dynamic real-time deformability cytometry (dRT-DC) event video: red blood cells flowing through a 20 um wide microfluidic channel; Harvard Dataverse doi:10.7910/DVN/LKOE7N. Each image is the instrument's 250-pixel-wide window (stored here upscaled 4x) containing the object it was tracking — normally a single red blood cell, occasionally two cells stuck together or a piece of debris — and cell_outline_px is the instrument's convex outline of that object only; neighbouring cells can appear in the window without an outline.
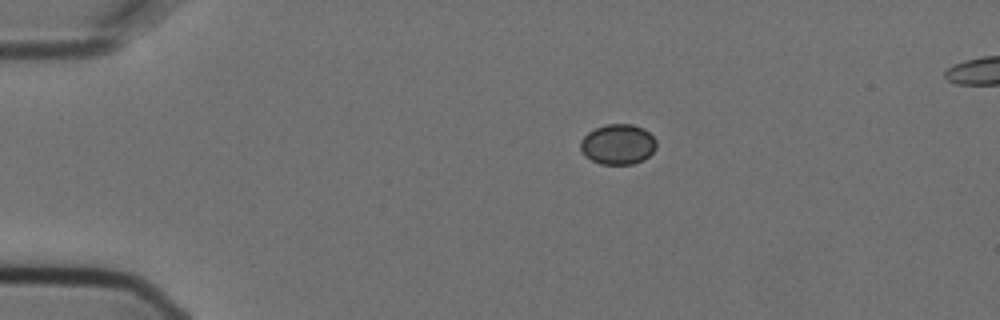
{"species": "Egyptian fruit bat (a non-hibernating species)", "species_latin": "Rousettus aegyptiacus", "temperature_condition": "cold", "stored_images_in_passage": 6, "camera_frame_rate_fps": 3000, "um_per_image_px": 0.085, "animal": {"sex": "female"}, "frame": {"image": 1, "passage_image": 1, "time_ms": 0.0, "image_size_px": [1000, 320], "cell_outline_px": [[656, 148], [644, 160], [632, 164], [600, 164], [584, 156], [580, 148], [580, 140], [588, 132], [604, 124], [632, 124], [644, 128], [656, 140]], "centroid_in_image_um": [52.51, 12.26], "position_along_channel_um": 32.5, "area_um2": 17.92}}
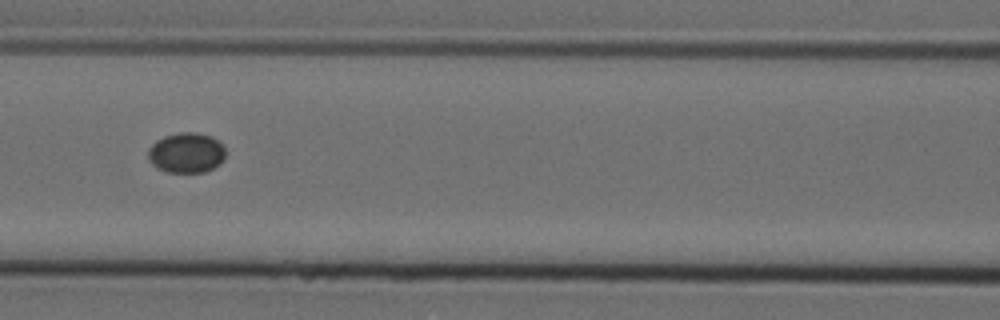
{"frame": {"image": 2, "passage_image": 5, "time_ms": 1.333, "image_size_px": [1000, 320], "cell_outline_px": [[224, 160], [220, 164], [204, 172], [168, 172], [156, 168], [148, 160], [148, 148], [156, 140], [164, 136], [180, 132], [196, 132], [212, 136], [224, 144]], "centroid_in_image_um": [15.84, 12.98], "position_along_channel_um": 150.8, "area_um2": 18.38}}
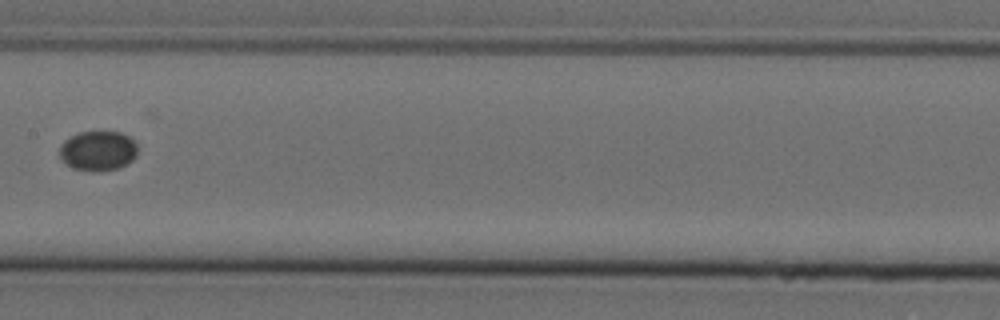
{"frame": {"image": 3, "passage_image": 6, "time_ms": 1.667, "image_size_px": [1000, 320], "cell_outline_px": [[136, 156], [132, 160], [116, 168], [100, 172], [96, 172], [76, 168], [68, 164], [60, 156], [60, 144], [64, 140], [80, 132], [120, 132], [128, 136], [136, 144]], "centroid_in_image_um": [8.33, 12.81], "position_along_channel_um": 199.1, "area_um2": 17.74}}